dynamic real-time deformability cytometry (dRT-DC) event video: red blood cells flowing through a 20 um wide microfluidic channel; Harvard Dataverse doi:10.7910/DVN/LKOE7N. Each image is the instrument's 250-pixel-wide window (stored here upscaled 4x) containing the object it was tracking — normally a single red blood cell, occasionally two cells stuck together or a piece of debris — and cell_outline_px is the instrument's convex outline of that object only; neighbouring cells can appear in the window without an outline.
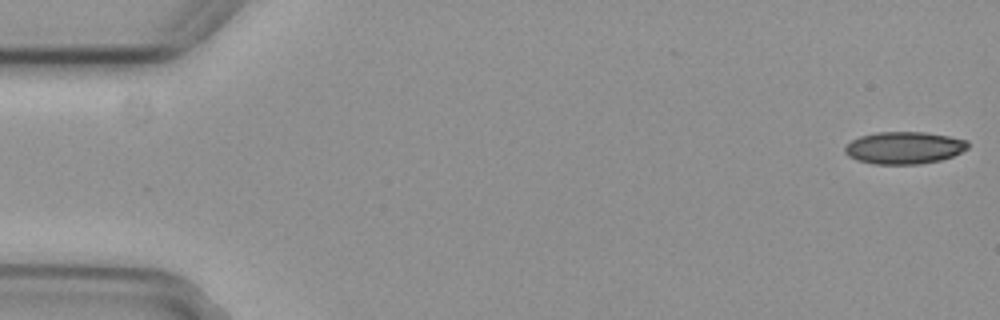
{"species": "common noctule bat (a hibernating species)", "species_latin": "Nyctalus noctula", "temperature_condition": "cold", "stored_images_in_passage": 4, "camera_frame_rate_fps": 3000, "um_per_image_px": 0.085, "animal": {"sex": "female", "body_mass_g": 29.2, "forearm_length_mm": 56.3}, "frame": {"image": 1, "passage_image": 1, "time_ms": 0.0, "image_size_px": [1000, 320], "cell_outline_px": [[968, 148], [952, 156], [940, 160], [920, 164], [876, 164], [856, 160], [848, 156], [844, 152], [844, 144], [860, 136], [876, 132], [924, 132], [948, 136], [968, 140]], "centroid_in_image_um": [76.81, 12.56], "position_along_channel_um": 8.2, "area_um2": 23.18}}